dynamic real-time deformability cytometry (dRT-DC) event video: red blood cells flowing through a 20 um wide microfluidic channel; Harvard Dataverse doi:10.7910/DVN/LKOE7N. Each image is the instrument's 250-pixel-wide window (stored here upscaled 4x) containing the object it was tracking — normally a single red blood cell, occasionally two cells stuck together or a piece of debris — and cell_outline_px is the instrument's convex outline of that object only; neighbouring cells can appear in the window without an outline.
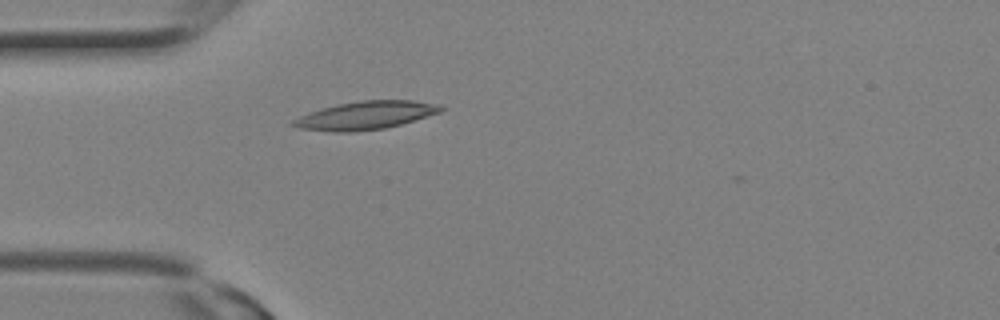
{"species": "Egyptian fruit bat (a non-hibernating species)", "species_latin": "Rousettus aegyptiacus", "temperature_condition": "room temperature", "stored_images_in_passage": 11, "camera_frame_rate_fps": 3000, "um_per_image_px": 0.085, "animal": {"sex": "female"}, "frame": {"image": 1, "passage_image": 7, "time_ms": 2.0, "image_size_px": [1000, 320], "cell_outline_px": [[444, 108], [440, 112], [400, 124], [384, 128], [352, 132], [332, 132], [300, 128], [288, 124], [292, 120], [308, 112], [320, 108], [336, 104], [360, 100], [412, 100], [440, 104]], "centroid_in_image_um": [31.02, 9.8], "position_along_channel_um": 54.0, "area_um2": 24.28}}
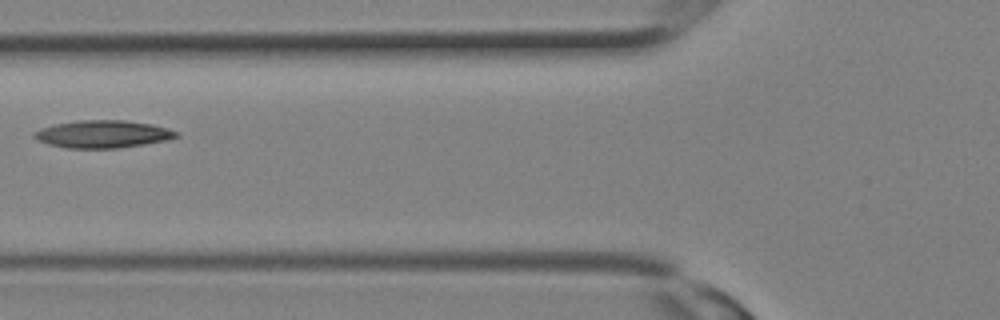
{"frame": {"image": 2, "passage_image": 10, "time_ms": 3.0, "image_size_px": [1000, 320], "cell_outline_px": [[180, 136], [164, 140], [144, 144], [120, 148], [68, 148], [48, 144], [32, 136], [32, 132], [40, 128], [56, 124], [76, 120], [124, 120], [152, 124], [168, 128], [180, 132]], "centroid_in_image_um": [8.75, 11.39], "position_along_channel_um": 117.1, "area_um2": 22.83}}